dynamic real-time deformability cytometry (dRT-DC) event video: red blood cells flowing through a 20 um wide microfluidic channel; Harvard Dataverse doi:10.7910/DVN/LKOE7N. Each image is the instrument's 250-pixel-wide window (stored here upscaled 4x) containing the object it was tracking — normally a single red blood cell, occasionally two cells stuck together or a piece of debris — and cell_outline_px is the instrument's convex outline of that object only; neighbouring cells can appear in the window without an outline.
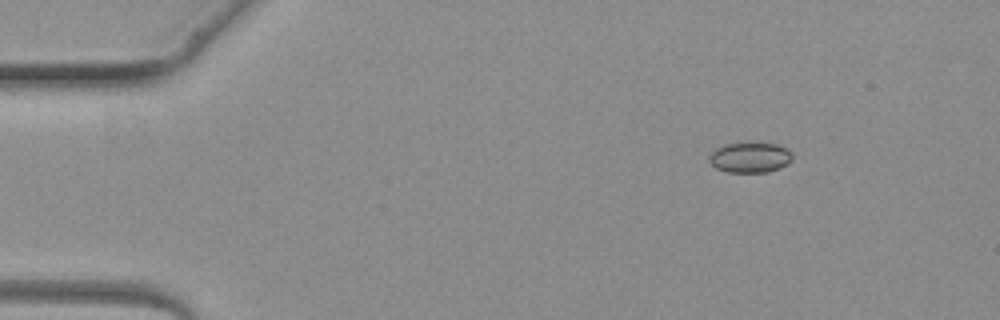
{"species": "common noctule bat (a hibernating species)", "species_latin": "Nyctalus noctula", "temperature_condition": "warm", "stored_images_in_passage": 2, "camera_frame_rate_fps": 3000, "um_per_image_px": 0.085, "animal": {"sex": "female", "body_mass_g": 19.3, "forearm_length_mm": 54.1}, "frame": {"image": 1, "passage_image": 2, "time_ms": 2.0, "image_size_px": [1000, 320], "cell_outline_px": [[792, 160], [788, 164], [780, 168], [768, 172], [728, 172], [716, 168], [708, 160], [708, 156], [716, 148], [724, 144], [776, 144], [788, 148], [792, 152]], "centroid_in_image_um": [63.77, 13.4], "position_along_channel_um": 21.2, "area_um2": 14.62}}